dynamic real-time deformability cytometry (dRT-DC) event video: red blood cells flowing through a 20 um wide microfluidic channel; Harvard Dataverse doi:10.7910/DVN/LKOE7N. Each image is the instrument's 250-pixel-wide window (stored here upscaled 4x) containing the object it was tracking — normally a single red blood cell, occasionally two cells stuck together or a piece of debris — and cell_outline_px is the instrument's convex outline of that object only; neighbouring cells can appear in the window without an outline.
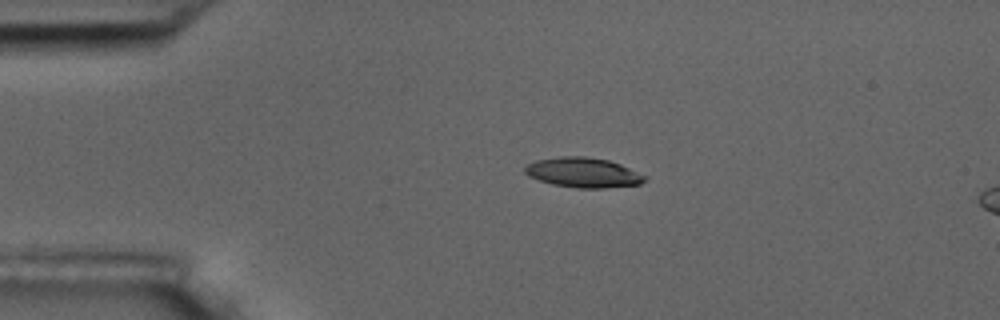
{"species": "common noctule bat (a hibernating species)", "species_latin": "Nyctalus noctula", "temperature_condition": "room temperature", "stored_images_in_passage": 4, "segment_of_instrument_passage": [1, 2], "camera_frame_rate_fps": 3000, "um_per_image_px": 0.085, "animal": {"sex": "male", "body_mass_g": 17.5, "forearm_length_mm": 52.3}, "frame": {"image": 1, "passage_image": 3, "time_ms": 2.333, "image_size_px": [1000, 320], "cell_outline_px": [[648, 176], [640, 184], [604, 188], [576, 188], [552, 184], [528, 176], [524, 172], [524, 168], [528, 164], [536, 160], [560, 156], [584, 156], [608, 160], [620, 164]], "centroid_in_image_um": [49.57, 14.66], "position_along_channel_um": 35.4, "area_um2": 20.87}}